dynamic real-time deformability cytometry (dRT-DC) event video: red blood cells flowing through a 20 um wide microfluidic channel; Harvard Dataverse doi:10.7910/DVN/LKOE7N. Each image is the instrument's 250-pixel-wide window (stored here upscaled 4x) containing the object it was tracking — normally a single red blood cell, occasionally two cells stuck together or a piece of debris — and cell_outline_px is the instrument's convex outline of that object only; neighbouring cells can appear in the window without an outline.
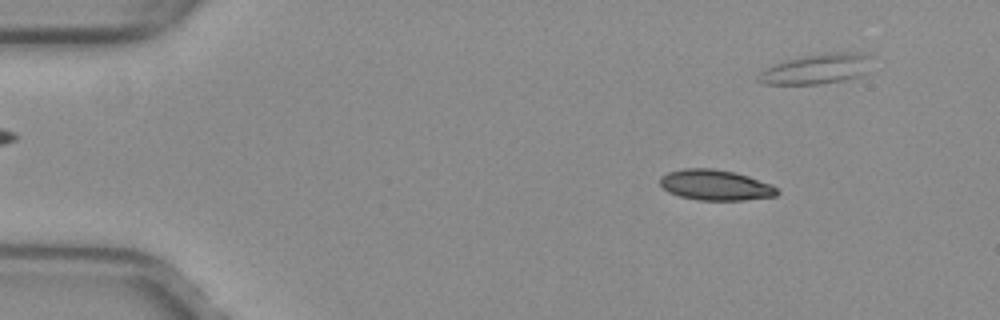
{"species": "common noctule bat (a hibernating species)", "species_latin": "Nyctalus noctula", "temperature_condition": "warm", "stored_images_in_passage": 42, "camera_frame_rate_fps": 3000, "um_per_image_px": 0.085, "animal": {"sex": "female", "body_mass_g": 29.2, "forearm_length_mm": 56.3}, "frame": {"image": 1, "passage_image": 7, "time_ms": 2.0, "image_size_px": [1000, 320], "cell_outline_px": [[780, 192], [776, 196], [744, 200], [700, 200], [680, 196], [668, 192], [660, 184], [660, 176], [668, 172], [684, 168], [712, 168], [736, 172], [772, 184]], "centroid_in_image_um": [60.82, 15.72], "position_along_channel_um": 24.2, "area_um2": 20.92}}
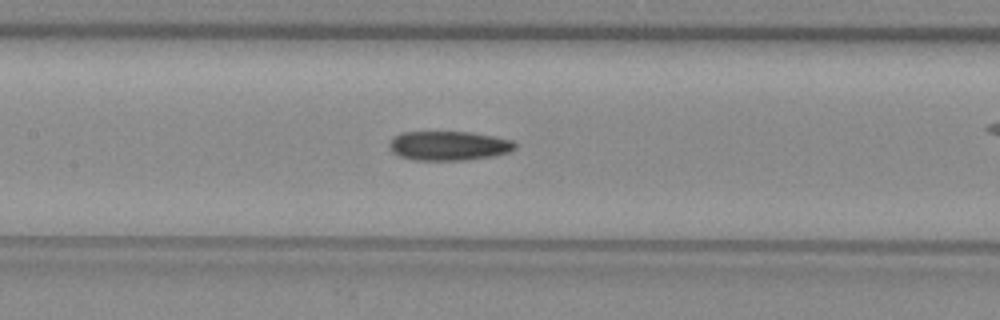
{"frame": {"image": 2, "passage_image": 24, "time_ms": 7.667, "image_size_px": [1000, 320], "cell_outline_px": [[516, 148], [508, 152], [492, 156], [464, 160], [416, 160], [400, 156], [392, 152], [388, 148], [388, 144], [396, 136], [404, 132], [468, 132], [492, 136], [512, 140], [516, 144]], "centroid_in_image_um": [38.13, 12.39], "position_along_channel_um": 169.3, "area_um2": 21.27}}
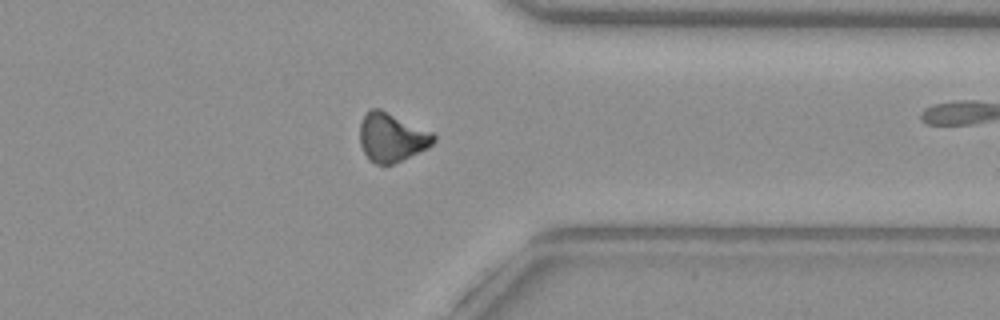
{"frame": {"image": 3, "passage_image": 40, "time_ms": 13.0, "image_size_px": [1000, 320], "cell_outline_px": [[436, 140], [428, 148], [392, 164], [376, 164], [368, 160], [360, 144], [360, 124], [364, 116], [372, 108], [380, 108], [432, 132], [436, 136]], "centroid_in_image_um": [33.29, 11.68], "position_along_channel_um": 378.1, "area_um2": 20.87}}